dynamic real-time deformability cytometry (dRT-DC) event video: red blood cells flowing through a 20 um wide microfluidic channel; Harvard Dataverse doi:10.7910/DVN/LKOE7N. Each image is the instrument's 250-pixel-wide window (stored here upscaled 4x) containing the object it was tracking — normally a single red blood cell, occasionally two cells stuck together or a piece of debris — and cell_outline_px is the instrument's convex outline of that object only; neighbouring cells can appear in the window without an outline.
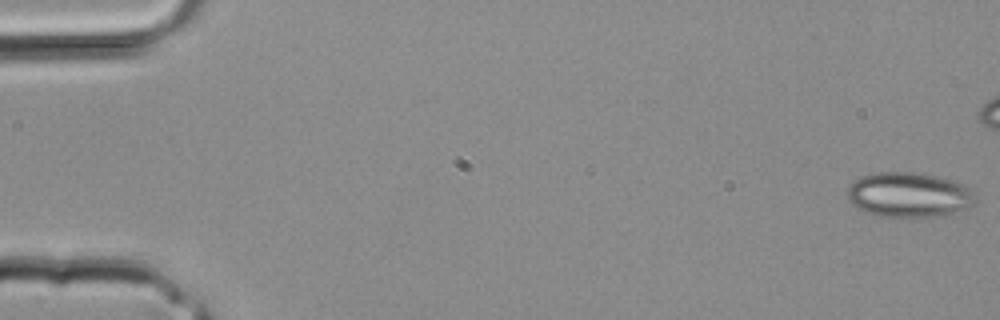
{"species": "common noctule bat (a hibernating species)", "species_latin": "Nyctalus noctula", "temperature_condition": "room temperature", "stored_images_in_passage": 10, "camera_frame_rate_fps": 3000, "um_per_image_px": 0.085, "animal": {"sex": "male", "body_mass_g": 20.4}, "frame": {"image": 1, "passage_image": 1, "time_ms": 0.0, "image_size_px": [1000, 320], "cell_outline_px": [[980, 200], [976, 204], [944, 216], [876, 216], [864, 212], [852, 204], [848, 200], [848, 184], [860, 176], [872, 172], [912, 172], [952, 180], [964, 184], [980, 196]], "centroid_in_image_um": [77.28, 16.56], "position_along_channel_um": 7.7, "area_um2": 33.93}}